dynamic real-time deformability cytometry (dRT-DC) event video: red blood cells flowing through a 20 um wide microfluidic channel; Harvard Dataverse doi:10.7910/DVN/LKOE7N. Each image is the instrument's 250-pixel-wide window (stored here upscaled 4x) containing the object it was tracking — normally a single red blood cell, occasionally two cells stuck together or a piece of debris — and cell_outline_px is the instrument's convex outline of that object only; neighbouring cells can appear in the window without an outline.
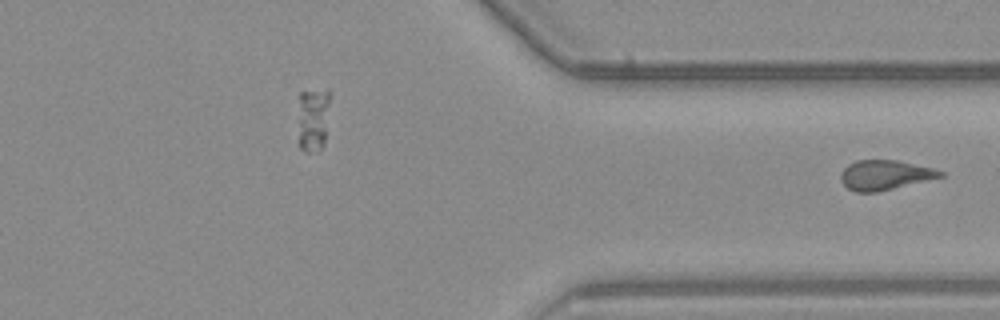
{"species": "common noctule bat (a hibernating species)", "species_latin": "Nyctalus noctula", "temperature_condition": "warm", "stored_images_in_passage": 30, "segment_of_instrument_passage": [2, 2], "camera_frame_rate_fps": 3000, "um_per_image_px": 0.085, "animal": {"sex": "male", "body_mass_g": 23.1, "forearm_length_mm": 52.7}, "frame": {"image": 1, "passage_image": 30, "time_ms": 9.667, "image_size_px": [1000, 320], "cell_outline_px": [[944, 176], [876, 192], [856, 192], [848, 188], [840, 180], [840, 176], [844, 168], [848, 164], [856, 160], [896, 160], [932, 168], [944, 172]], "centroid_in_image_um": [75.18, 14.87], "position_along_channel_um": 336.2, "area_um2": 16.99}}